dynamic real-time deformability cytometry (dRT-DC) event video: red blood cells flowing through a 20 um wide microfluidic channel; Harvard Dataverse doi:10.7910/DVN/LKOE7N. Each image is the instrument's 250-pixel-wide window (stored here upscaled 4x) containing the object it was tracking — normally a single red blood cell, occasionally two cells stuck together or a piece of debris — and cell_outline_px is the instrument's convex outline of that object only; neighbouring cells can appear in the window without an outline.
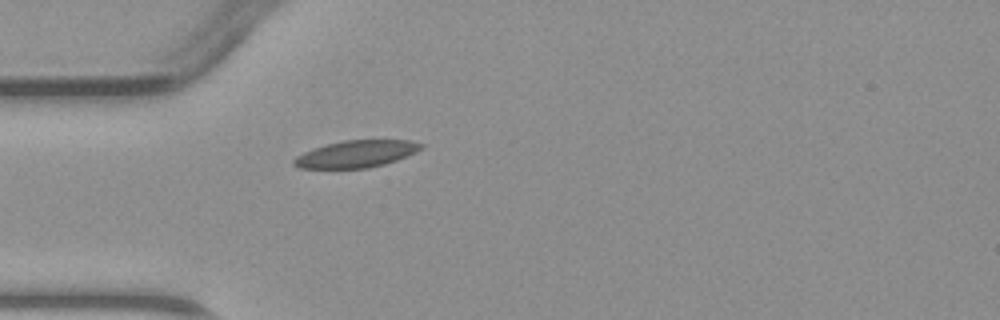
{"species": "common noctule bat (a hibernating species)", "species_latin": "Nyctalus noctula", "temperature_condition": "warm", "stored_images_in_passage": 1, "camera_frame_rate_fps": 3000, "um_per_image_px": 0.085, "animal": {"sex": "male", "body_mass_g": 23.1, "forearm_length_mm": 52.7}, "frame": {"image": 1, "passage_image": 1, "time_ms": 0.0, "image_size_px": [1000, 320], "cell_outline_px": [[424, 148], [416, 152], [396, 160], [384, 164], [368, 168], [300, 168], [292, 164], [292, 160], [296, 156], [312, 148], [344, 140], [408, 140], [424, 144]], "centroid_in_image_um": [30.28, 13.08], "position_along_channel_um": 54.7, "area_um2": 20.0}}